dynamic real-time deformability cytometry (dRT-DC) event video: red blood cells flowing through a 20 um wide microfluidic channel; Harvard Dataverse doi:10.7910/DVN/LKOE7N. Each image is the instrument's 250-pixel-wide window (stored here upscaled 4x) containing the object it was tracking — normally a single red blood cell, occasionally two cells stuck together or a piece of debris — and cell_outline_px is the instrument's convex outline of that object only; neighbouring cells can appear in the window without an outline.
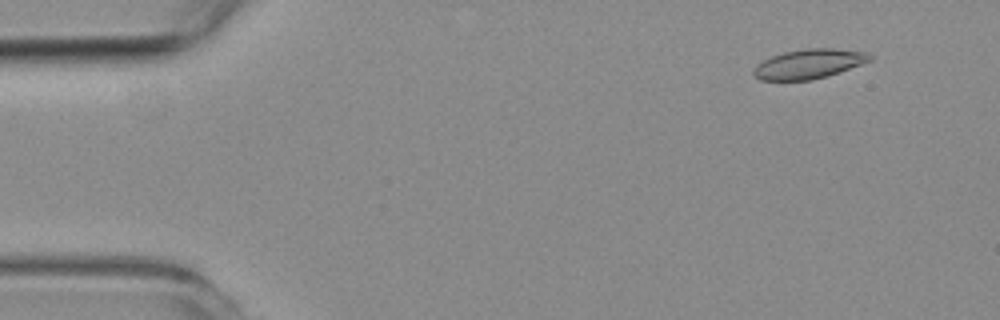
{"species": "common noctule bat (a hibernating species)", "species_latin": "Nyctalus noctula", "temperature_condition": "room temperature", "stored_images_in_passage": 55, "camera_frame_rate_fps": 3000, "um_per_image_px": 0.085, "animal": {"sex": "female", "body_mass_g": 19.3, "forearm_length_mm": 54.1}, "frame": {"image": 1, "passage_image": 5, "time_ms": 1.333, "image_size_px": [1000, 320], "cell_outline_px": [[872, 60], [840, 72], [828, 76], [812, 80], [760, 80], [752, 76], [752, 72], [756, 64], [772, 56], [784, 52], [804, 48], [832, 48], [868, 52], [872, 56]], "centroid_in_image_um": [68.75, 5.43], "position_along_channel_um": 16.3, "area_um2": 20.17}}
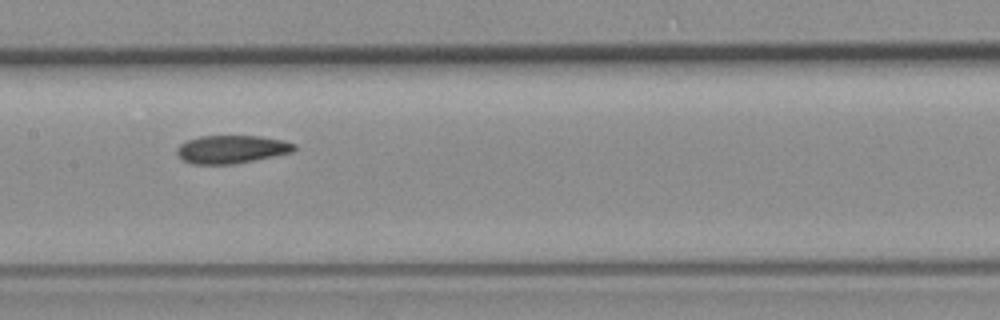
{"frame": {"image": 2, "passage_image": 27, "time_ms": 8.667, "image_size_px": [1000, 320], "cell_outline_px": [[296, 148], [292, 152], [232, 164], [192, 164], [176, 156], [176, 148], [180, 144], [188, 140], [200, 136], [260, 136], [284, 140], [296, 144]], "centroid_in_image_um": [19.65, 12.68], "position_along_channel_um": 187.7, "area_um2": 19.13}}
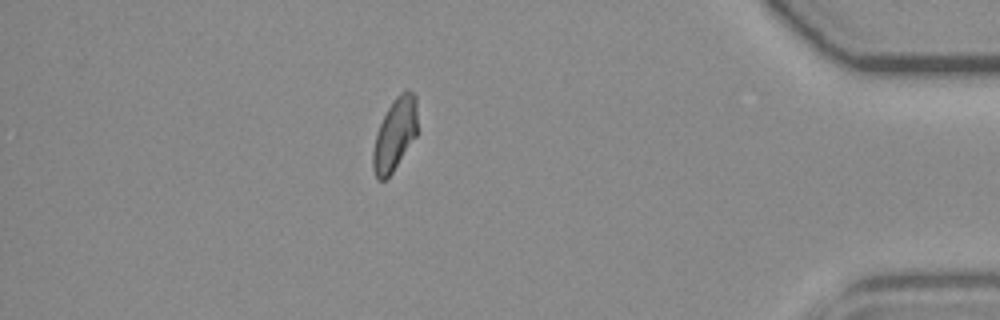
{"frame": {"image": 3, "passage_image": 48, "time_ms": 15.667, "image_size_px": [1000, 320], "cell_outline_px": [[416, 136], [392, 172], [384, 180], [376, 180], [372, 168], [372, 152], [376, 132], [388, 108], [396, 96], [404, 88], [408, 88], [416, 96]], "centroid_in_image_um": [33.54, 11.41], "position_along_channel_um": 401.7, "area_um2": 18.73}, "authors_computed_cell_mechanics": {"area_um2": 19.7676, "velocity_mm_per_s": 3.718, "shape_relaxation_time_tau1_ms": null, "shape_relaxation_time_tau2_ms": 4.2703, "deformation_change_tau1": null, "deformation_change_tau2": 0.0872}}